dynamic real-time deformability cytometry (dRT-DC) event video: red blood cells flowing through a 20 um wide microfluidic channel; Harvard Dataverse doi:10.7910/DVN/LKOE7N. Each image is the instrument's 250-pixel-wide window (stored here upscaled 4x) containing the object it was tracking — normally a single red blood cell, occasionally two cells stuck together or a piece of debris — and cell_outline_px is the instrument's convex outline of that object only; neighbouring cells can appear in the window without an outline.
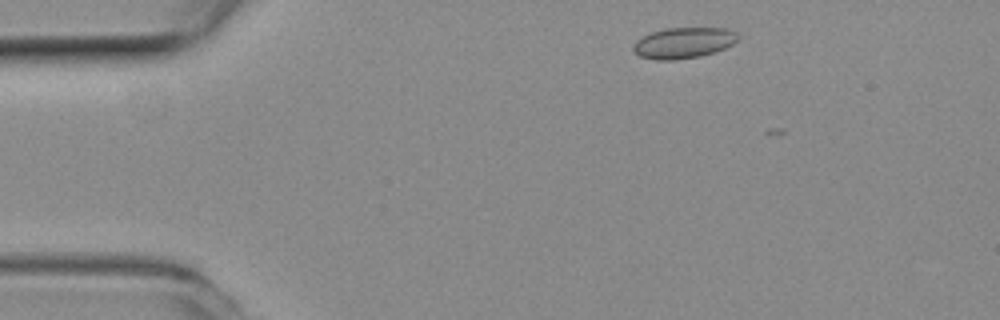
{"species": "common noctule bat (a hibernating species)", "species_latin": "Nyctalus noctula", "temperature_condition": "room temperature", "stored_images_in_passage": 3, "camera_frame_rate_fps": 3000, "um_per_image_px": 0.085, "animal": {"sex": "female", "body_mass_g": 19.3, "forearm_length_mm": 54.1}, "frame": {"image": 1, "passage_image": 2, "time_ms": 0.333, "image_size_px": [1000, 320], "cell_outline_px": [[740, 36], [732, 44], [716, 52], [700, 56], [676, 60], [656, 60], [640, 56], [632, 52], [632, 48], [636, 40], [640, 36], [664, 28], [728, 28], [736, 32]], "centroid_in_image_um": [58.07, 3.64], "position_along_channel_um": 26.9, "area_um2": 19.07}}